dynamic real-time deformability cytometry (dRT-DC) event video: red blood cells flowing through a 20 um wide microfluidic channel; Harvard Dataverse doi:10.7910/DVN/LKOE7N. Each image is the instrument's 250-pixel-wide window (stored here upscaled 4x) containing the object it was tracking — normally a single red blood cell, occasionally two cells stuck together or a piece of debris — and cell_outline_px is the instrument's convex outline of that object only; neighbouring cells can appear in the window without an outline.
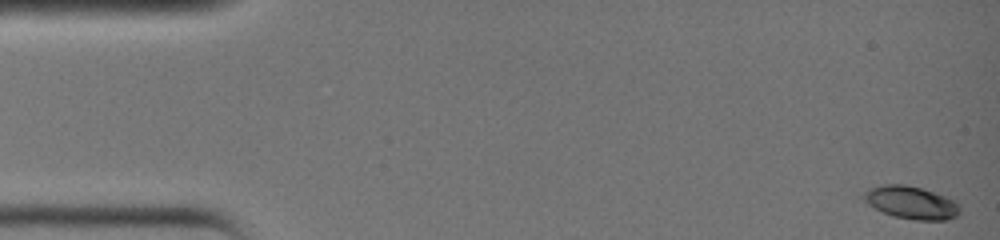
{"species": "common noctule bat (a hibernating species)", "species_latin": "Nyctalus noctula", "temperature_condition": "warm", "stored_images_in_passage": 36, "camera_frame_rate_fps": 3000, "um_per_image_px": 0.085, "animal": {"sex": "female", "body_mass_g": 19.0, "forearm_length_mm": 51.5}, "frame": {"image": 1, "passage_image": 1, "time_ms": 0.0, "image_size_px": [1000, 240], "cell_outline_px": [[960, 212], [956, 216], [948, 220], [916, 220], [892, 216], [868, 204], [864, 196], [864, 192], [872, 188], [884, 184], [904, 184], [920, 188], [944, 196], [952, 200], [960, 208]], "centroid_in_image_um": [77.46, 17.23], "position_along_channel_um": 7.5, "area_um2": 17.92}}
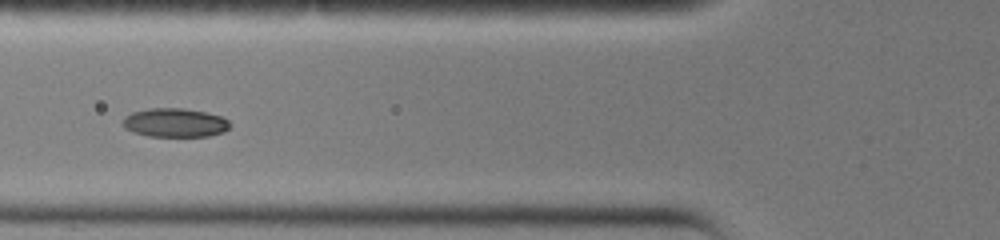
{"frame": {"image": 2, "passage_image": 15, "time_ms": 4.667, "image_size_px": [1000, 240], "cell_outline_px": [[232, 124], [224, 132], [208, 136], [148, 136], [132, 132], [124, 128], [124, 116], [132, 112], [148, 108], [184, 108], [204, 112], [220, 116], [228, 120]], "centroid_in_image_um": [14.86, 10.43], "position_along_channel_um": 110.9, "area_um2": 18.03}}
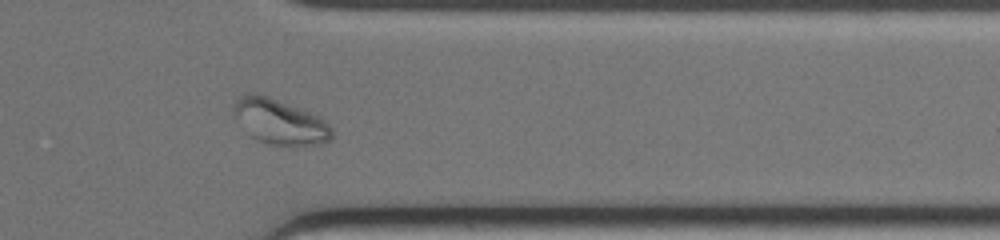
{"frame": {"image": 3, "passage_image": 31, "time_ms": 10.0, "image_size_px": [1000, 240], "cell_outline_px": [[332, 140], [320, 144], [264, 144], [256, 140], [232, 116], [232, 108], [236, 96], [248, 92], [256, 92], [268, 96], [320, 116], [332, 128]], "centroid_in_image_um": [23.71, 10.3], "position_along_channel_um": 387.7, "area_um2": 26.01}}